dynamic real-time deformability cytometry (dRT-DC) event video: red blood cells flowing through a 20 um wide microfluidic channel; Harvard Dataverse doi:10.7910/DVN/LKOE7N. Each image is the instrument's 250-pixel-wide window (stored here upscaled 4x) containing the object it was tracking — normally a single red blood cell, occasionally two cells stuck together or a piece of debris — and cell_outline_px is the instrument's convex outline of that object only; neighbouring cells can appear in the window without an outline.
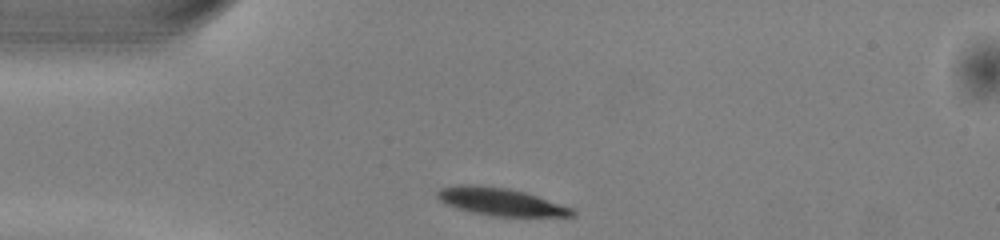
{"species": "common noctule bat (a hibernating species)", "species_latin": "Nyctalus noctula", "temperature_condition": "warm", "stored_images_in_passage": 40, "camera_frame_rate_fps": 3000, "um_per_image_px": 0.085, "animal": {"sex": "male", "body_mass_g": 13.0, "forearm_length_mm": 53.1}, "frame": {"image": 1, "passage_image": 1, "time_ms": 0.0, "image_size_px": [1000, 240], "cell_outline_px": [[576, 216], [488, 216], [456, 208], [440, 200], [436, 196], [436, 192], [440, 188], [460, 184], [472, 184], [508, 188], [524, 192], [572, 208], [576, 212]], "centroid_in_image_um": [42.51, 17.14], "position_along_channel_um": 42.5, "area_um2": 21.56}}
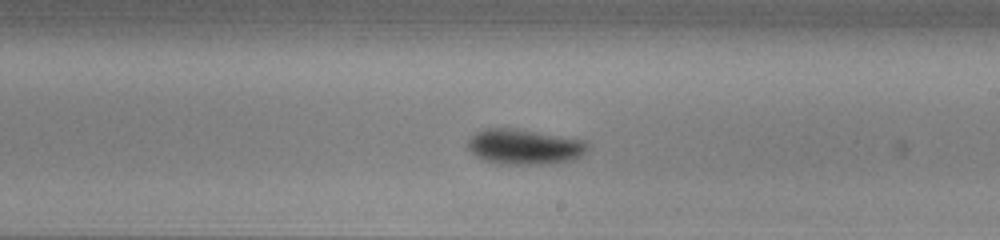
{"frame": {"image": 2, "passage_image": 18, "time_ms": 5.667, "image_size_px": [1000, 240], "cell_outline_px": [[588, 148], [580, 156], [572, 160], [552, 164], [492, 164], [476, 156], [468, 148], [468, 140], [476, 132], [484, 128], [520, 128], [584, 140], [588, 144]], "centroid_in_image_um": [44.56, 12.47], "position_along_channel_um": 244.4, "area_um2": 24.97}}
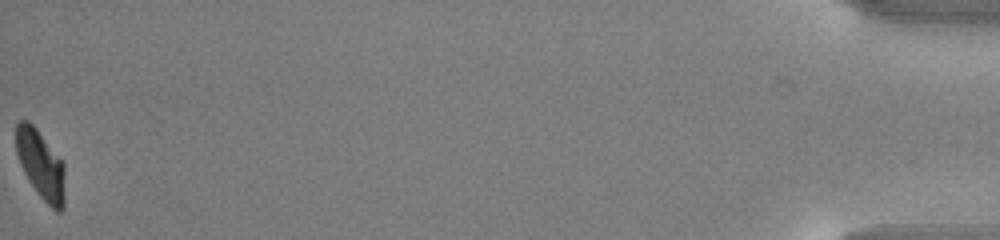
{"frame": {"image": 3, "passage_image": 40, "time_ms": 13.0, "image_size_px": [1000, 240], "cell_outline_px": [[64, 208], [60, 212], [56, 212], [40, 196], [24, 172], [20, 164], [16, 152], [16, 124], [20, 120], [28, 120], [36, 128], [64, 164]], "centroid_in_image_um": [3.46, 14.0], "position_along_channel_um": 431.7, "area_um2": 19.31}, "authors_computed_cell_mechanics": {"area_um2": 22.2819, "velocity_mm_per_s": 3.9809, "shape_relaxation_time_tau1_ms": 1.7999, "shape_relaxation_time_tau2_ms": null, "deformation_change_tau1": 0.1557, "deformation_change_tau2": null}}